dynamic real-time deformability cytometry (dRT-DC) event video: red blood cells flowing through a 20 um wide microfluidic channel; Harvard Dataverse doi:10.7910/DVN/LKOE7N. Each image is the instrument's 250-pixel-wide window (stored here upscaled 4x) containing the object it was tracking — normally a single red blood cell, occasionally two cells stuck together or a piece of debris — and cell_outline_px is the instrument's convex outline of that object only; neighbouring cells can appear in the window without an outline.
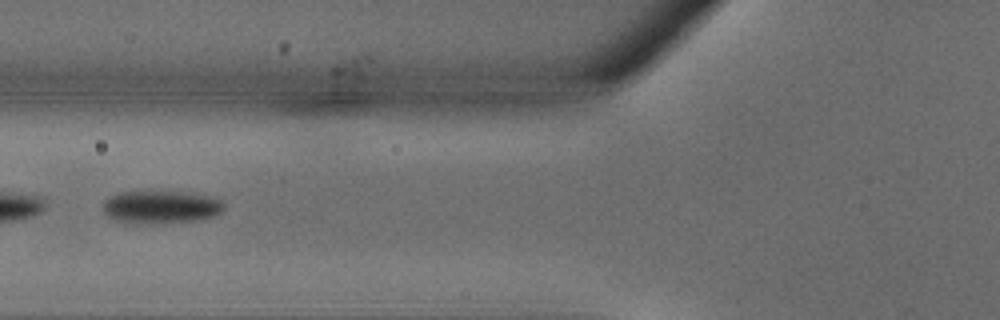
{"species": "common noctule bat (a hibernating species)", "species_latin": "Nyctalus noctula", "temperature_condition": "warm", "stored_images_in_passage": 32, "camera_frame_rate_fps": 3000, "um_per_image_px": 0.085, "animal": {"sex": "male", "body_mass_g": 18.8}, "frame": {"image": 1, "passage_image": 12, "time_ms": 3.667, "image_size_px": [1000, 320], "cell_outline_px": [[224, 208], [216, 216], [196, 220], [156, 224], [116, 220], [108, 216], [104, 212], [104, 200], [120, 192], [180, 192], [204, 196], [220, 200], [224, 204]], "centroid_in_image_um": [13.68, 17.61], "position_along_channel_um": 112.1, "area_um2": 22.6}}
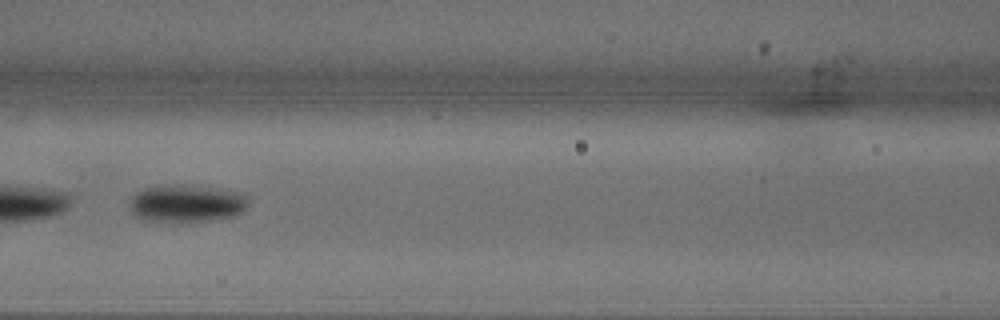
{"frame": {"image": 2, "passage_image": 14, "time_ms": 4.333, "image_size_px": [1000, 320], "cell_outline_px": [[248, 204], [236, 216], [212, 220], [144, 220], [136, 216], [128, 208], [132, 196], [136, 192], [144, 188], [216, 188], [240, 192], [248, 200]], "centroid_in_image_um": [15.87, 17.33], "position_along_channel_um": 150.7, "area_um2": 24.45}}
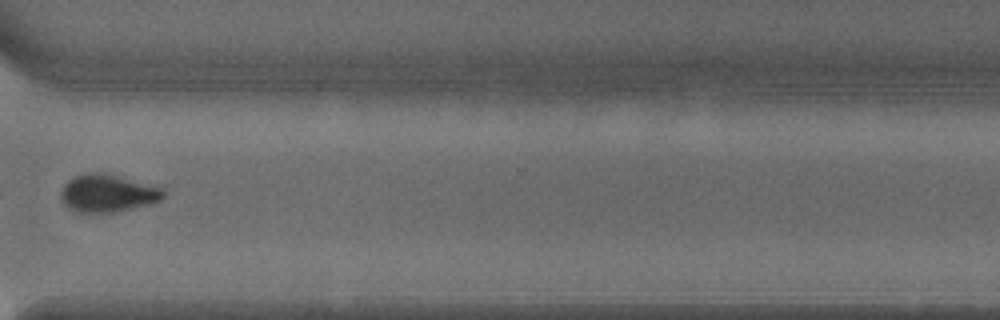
{"frame": {"image": 3, "passage_image": 25, "time_ms": 8.0, "image_size_px": [1000, 320], "cell_outline_px": [[164, 196], [160, 200], [148, 204], [116, 212], [92, 216], [76, 212], [68, 208], [64, 204], [60, 196], [60, 188], [72, 176], [84, 172], [104, 172], [164, 188]], "centroid_in_image_um": [9.07, 16.45], "position_along_channel_um": 361.5, "area_um2": 23.29}}